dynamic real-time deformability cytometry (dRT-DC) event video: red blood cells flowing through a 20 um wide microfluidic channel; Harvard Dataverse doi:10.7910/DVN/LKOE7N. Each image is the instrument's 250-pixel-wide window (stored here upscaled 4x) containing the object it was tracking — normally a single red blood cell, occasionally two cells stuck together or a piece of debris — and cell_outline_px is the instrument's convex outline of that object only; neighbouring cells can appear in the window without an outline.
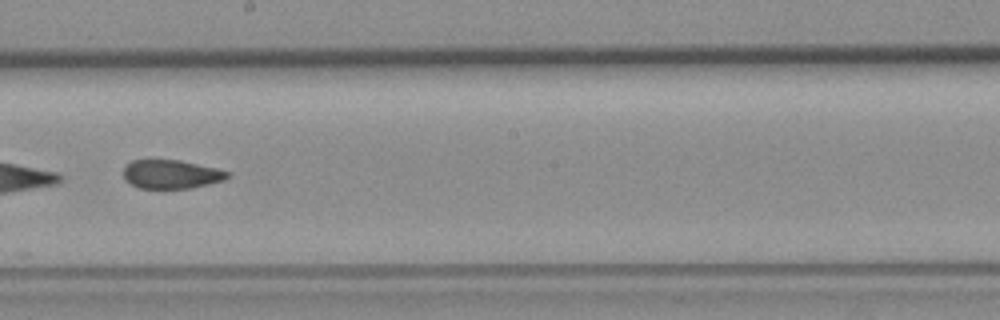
{"species": "common noctule bat (a hibernating species)", "species_latin": "Nyctalus noctula", "temperature_condition": "room temperature", "stored_images_in_passage": 7, "camera_frame_rate_fps": 3000, "um_per_image_px": 0.085, "animal": {"sex": "female", "body_mass_g": 19.3, "forearm_length_mm": 54.1}, "frame": {"image": 1, "passage_image": 7, "time_ms": 7.667, "image_size_px": [1000, 320], "cell_outline_px": [[228, 176], [224, 180], [208, 184], [188, 188], [140, 188], [124, 180], [124, 168], [132, 160], [180, 160], [216, 168], [228, 172]], "centroid_in_image_um": [14.53, 14.81], "position_along_channel_um": 233.7, "area_um2": 17.17}}